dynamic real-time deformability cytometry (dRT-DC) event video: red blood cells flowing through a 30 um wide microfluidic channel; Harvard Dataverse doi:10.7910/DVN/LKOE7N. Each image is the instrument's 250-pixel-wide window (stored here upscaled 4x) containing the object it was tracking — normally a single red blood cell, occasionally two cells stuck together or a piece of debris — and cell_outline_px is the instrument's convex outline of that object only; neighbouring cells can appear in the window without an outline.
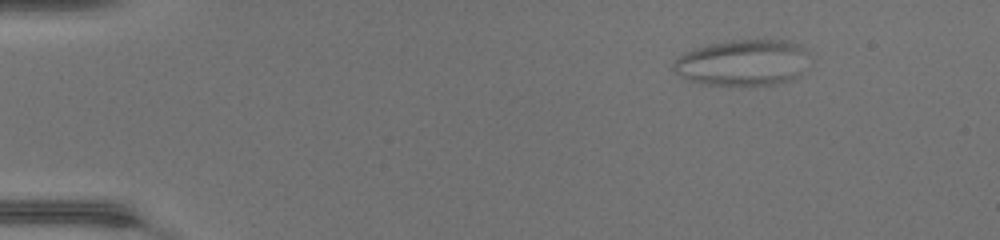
{"species": "common noctule bat (a hibernating species)", "species_latin": "Nyctalus noctula", "temperature_condition": "warm", "stored_images_in_passage": 49, "camera_frame_rate_fps": 3000, "um_per_image_px": 0.085, "animal": {"sex": "female", "body_mass_g": 17.0, "forearm_length_mm": 48.0}, "frame": {"image": 1, "passage_image": 7, "time_ms": 2.0, "image_size_px": [1000, 240], "cell_outline_px": [[804, 52], [800, 76], [792, 80], [776, 84], [704, 84], [684, 80], [672, 68], [672, 64], [684, 52], [708, 44], [732, 40], [788, 40], [800, 44], [804, 48]], "centroid_in_image_um": [63.06, 5.32], "position_along_channel_um": 21.9, "area_um2": 36.01}}
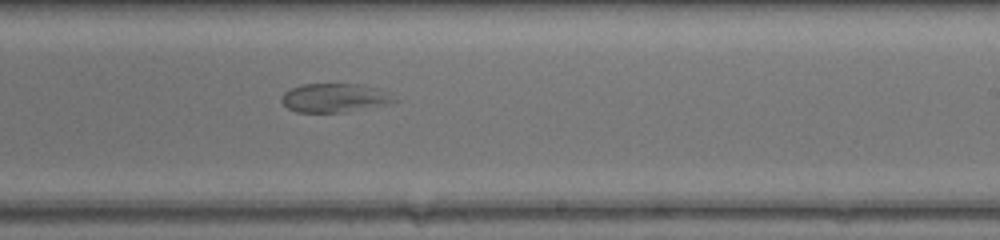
{"frame": {"image": 2, "passage_image": 31, "time_ms": 10.0, "image_size_px": [1000, 240], "cell_outline_px": [[400, 100], [388, 104], [348, 112], [296, 112], [288, 108], [280, 100], [284, 92], [300, 84], [364, 84], [380, 88]], "centroid_in_image_um": [28.48, 8.31], "position_along_channel_um": 260.5, "area_um2": 19.19}}
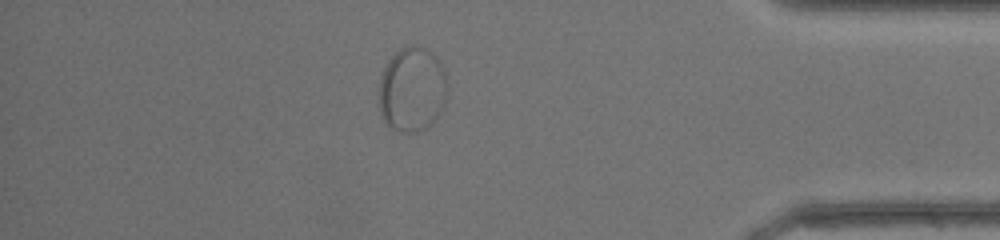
{"frame": {"image": 3, "passage_image": 43, "time_ms": 14.0, "image_size_px": [1000, 240], "cell_outline_px": [[444, 104], [436, 120], [432, 124], [424, 128], [412, 132], [404, 132], [392, 128], [384, 120], [380, 112], [380, 80], [384, 68], [388, 60], [400, 48], [424, 48], [432, 52], [440, 60], [444, 68]], "centroid_in_image_um": [35.02, 7.62], "position_along_channel_um": 400.2, "area_um2": 33.0}}